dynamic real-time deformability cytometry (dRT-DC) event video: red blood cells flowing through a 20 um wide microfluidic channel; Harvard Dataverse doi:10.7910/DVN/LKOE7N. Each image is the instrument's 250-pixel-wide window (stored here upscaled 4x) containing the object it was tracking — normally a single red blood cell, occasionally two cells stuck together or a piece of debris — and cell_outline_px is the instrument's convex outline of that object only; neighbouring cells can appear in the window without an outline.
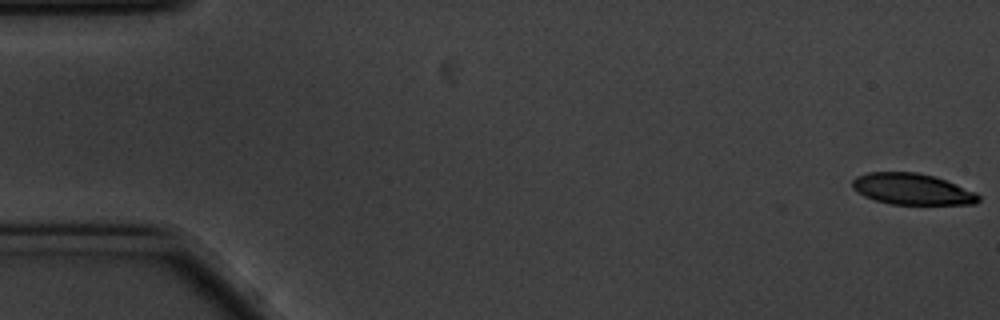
{"species": "common noctule bat (a hibernating species)", "species_latin": "Nyctalus noctula", "temperature_condition": "cold", "stored_images_in_passage": 57, "camera_frame_rate_fps": 3000, "um_per_image_px": 0.085, "animal": {"sex": "male", "body_mass_g": 20.1, "forearm_length_mm": 53.5}, "frame": {"image": 1, "passage_image": 1, "time_ms": 0.0, "image_size_px": [1000, 320], "cell_outline_px": [[980, 200], [976, 204], [888, 204], [864, 196], [856, 192], [852, 188], [852, 180], [856, 176], [868, 172], [916, 172], [932, 176], [944, 180], [976, 192], [980, 196]], "centroid_in_image_um": [77.49, 16.08], "position_along_channel_um": 7.5, "area_um2": 22.89}}
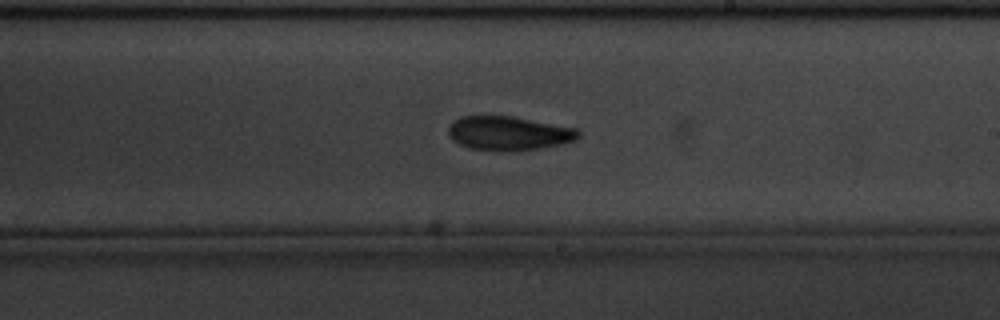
{"frame": {"image": 2, "passage_image": 33, "time_ms": 10.667, "image_size_px": [1000, 320], "cell_outline_px": [[580, 136], [576, 140], [564, 144], [508, 152], [468, 148], [452, 140], [448, 136], [448, 124], [452, 120], [460, 116], [516, 116], [576, 128], [580, 132]], "centroid_in_image_um": [43.21, 11.32], "position_along_channel_um": 245.8, "area_um2": 26.24}}
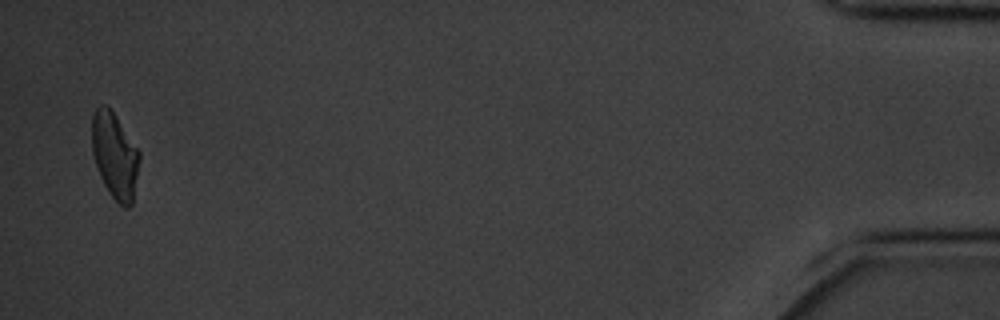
{"frame": {"image": 3, "passage_image": 56, "time_ms": 18.333, "image_size_px": [1000, 320], "cell_outline_px": [[140, 160], [132, 204], [128, 208], [124, 208], [108, 192], [100, 176], [92, 152], [92, 116], [96, 108], [100, 104], [104, 104], [116, 116], [140, 152]], "centroid_in_image_um": [9.76, 13.23], "position_along_channel_um": 425.4, "area_um2": 23.64}, "authors_computed_cell_mechanics": {"area_um2": 24.9696, "velocity_mm_per_s": 3.488, "shape_relaxation_time_tau1_ms": 3.7024, "shape_relaxation_time_tau2_ms": 7.0317, "deformation_change_tau1": 0.141, "deformation_change_tau2": 0.1215}}